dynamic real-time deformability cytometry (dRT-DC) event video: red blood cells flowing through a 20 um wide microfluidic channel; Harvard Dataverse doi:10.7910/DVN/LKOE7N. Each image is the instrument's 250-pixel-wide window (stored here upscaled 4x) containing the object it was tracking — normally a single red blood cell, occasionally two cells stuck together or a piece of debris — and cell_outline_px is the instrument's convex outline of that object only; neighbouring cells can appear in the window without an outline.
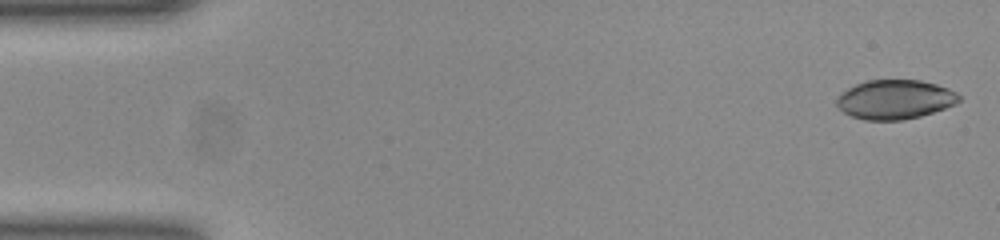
{"species": "common noctule bat (a hibernating species)", "species_latin": "Nyctalus noctula", "temperature_condition": "room temperature", "stored_images_in_passage": 9, "camera_frame_rate_fps": 3000, "um_per_image_px": 0.085, "animal": {"sex": "female", "body_mass_g": 23.0, "forearm_length_mm": 53.4}, "frame": {"image": 1, "passage_image": 1, "time_ms": 0.0, "image_size_px": [1000, 240], "cell_outline_px": [[960, 100], [956, 104], [920, 116], [904, 120], [864, 120], [852, 116], [844, 112], [836, 104], [836, 100], [848, 88], [856, 84], [868, 80], [920, 80], [936, 84], [948, 88], [956, 92], [960, 96]], "centroid_in_image_um": [76.09, 8.45], "position_along_channel_um": 8.9, "area_um2": 27.8}}